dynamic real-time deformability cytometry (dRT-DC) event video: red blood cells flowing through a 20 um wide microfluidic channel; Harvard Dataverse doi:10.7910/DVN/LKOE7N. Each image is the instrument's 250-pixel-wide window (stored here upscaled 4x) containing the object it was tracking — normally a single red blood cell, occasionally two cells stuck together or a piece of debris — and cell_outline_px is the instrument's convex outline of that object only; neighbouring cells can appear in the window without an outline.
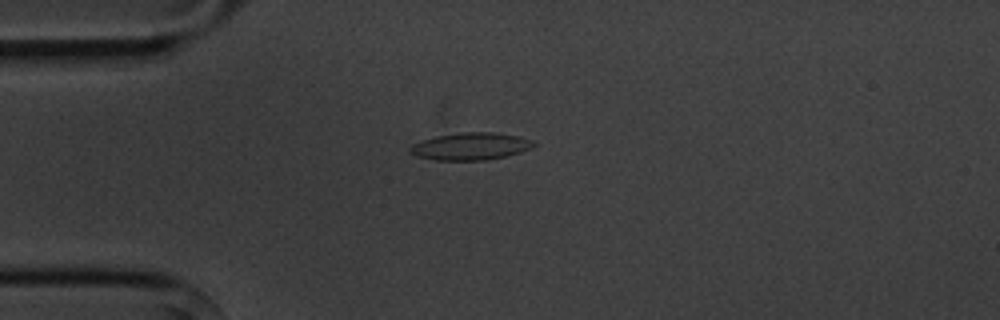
{"species": "common noctule bat (a hibernating species)", "species_latin": "Nyctalus noctula", "temperature_condition": "cold", "stored_images_in_passage": 6, "camera_frame_rate_fps": 3000, "um_per_image_px": 0.085, "animal": {"sex": "male", "body_mass_g": 20.1, "forearm_length_mm": 53.5}, "frame": {"image": 1, "passage_image": 3, "time_ms": 2.333, "image_size_px": [1000, 320], "cell_outline_px": [[536, 144], [532, 148], [508, 156], [488, 160], [436, 160], [416, 156], [408, 152], [408, 148], [412, 144], [436, 136], [460, 132], [492, 132], [520, 136], [532, 140]], "centroid_in_image_um": [40.01, 12.44], "position_along_channel_um": 45.0, "area_um2": 19.83}}
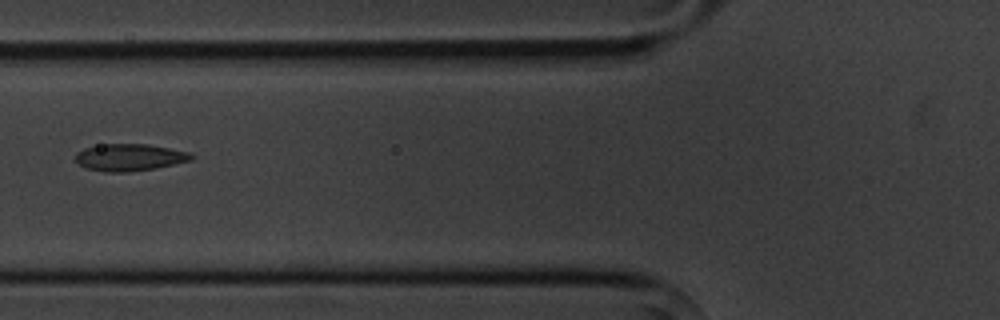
{"frame": {"image": 2, "passage_image": 5, "time_ms": 4.667, "image_size_px": [1000, 320], "cell_outline_px": [[196, 156], [192, 160], [156, 168], [128, 172], [108, 172], [88, 168], [80, 164], [76, 160], [76, 152], [84, 148], [108, 144], [148, 144], [192, 152]], "centroid_in_image_um": [11.09, 13.37], "position_along_channel_um": 114.7, "area_um2": 18.21}}
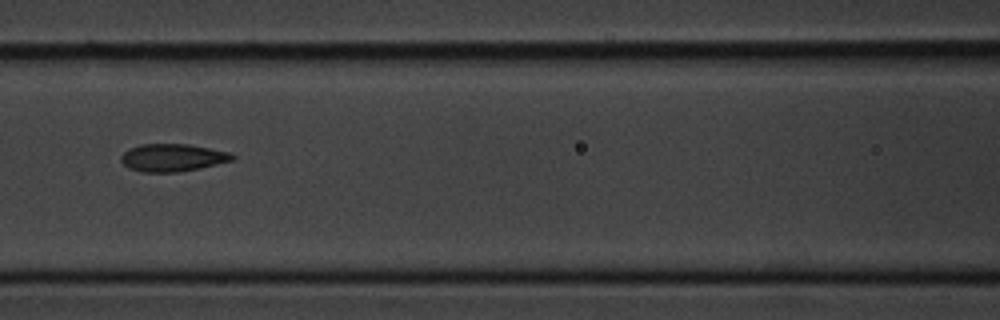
{"frame": {"image": 3, "passage_image": 6, "time_ms": 5.667, "image_size_px": [1000, 320], "cell_outline_px": [[236, 156], [232, 160], [180, 172], [144, 172], [128, 168], [120, 160], [120, 156], [124, 152], [140, 144], [188, 144], [232, 152]], "centroid_in_image_um": [14.67, 13.39], "position_along_channel_um": 151.9, "area_um2": 17.8}}